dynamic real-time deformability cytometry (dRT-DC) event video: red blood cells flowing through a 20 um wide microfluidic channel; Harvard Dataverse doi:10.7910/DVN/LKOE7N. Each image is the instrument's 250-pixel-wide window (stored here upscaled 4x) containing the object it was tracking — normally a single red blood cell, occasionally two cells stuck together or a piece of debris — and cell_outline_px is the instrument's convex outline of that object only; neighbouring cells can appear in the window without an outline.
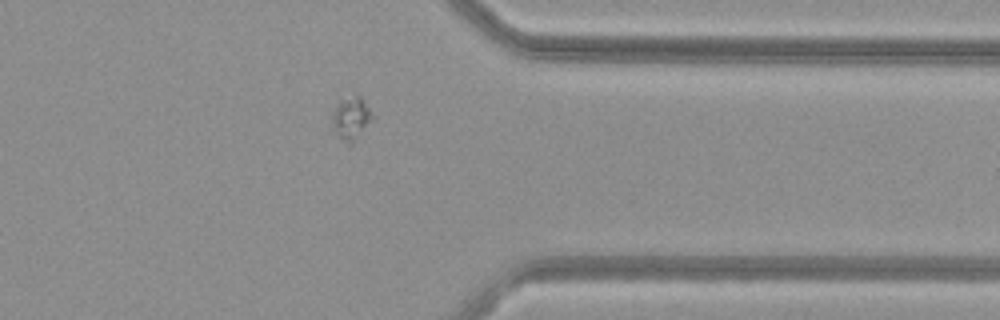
{"species": "common noctule bat (a hibernating species)", "species_latin": "Nyctalus noctula", "temperature_condition": "warm", "stored_images_in_passage": 39, "camera_frame_rate_fps": 3000, "um_per_image_px": 0.085, "animal": {"sex": "female", "body_mass_g": 29.2, "forearm_length_mm": 56.3}, "frame": {"image": 1, "passage_image": 28, "time_ms": 9.0, "image_size_px": [1000, 320], "cell_outline_px": [[376, 116], [352, 144], [348, 144], [328, 128], [332, 116], [340, 100], [356, 96], [360, 96]], "centroid_in_image_um": [29.83, 10.1], "position_along_channel_um": 381.6, "area_um2": 10.23}}
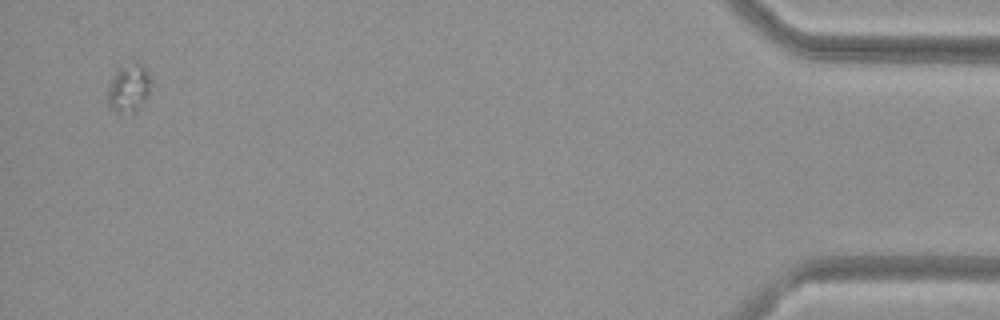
{"frame": {"image": 2, "passage_image": 37, "time_ms": 12.0, "image_size_px": [1000, 320], "cell_outline_px": [[152, 92], [144, 104], [132, 112], [116, 112], [108, 104], [108, 84], [112, 76], [120, 68], [136, 60], [144, 64], [152, 80]], "centroid_in_image_um": [11.02, 7.45], "position_along_channel_um": 424.2, "area_um2": 12.6}}